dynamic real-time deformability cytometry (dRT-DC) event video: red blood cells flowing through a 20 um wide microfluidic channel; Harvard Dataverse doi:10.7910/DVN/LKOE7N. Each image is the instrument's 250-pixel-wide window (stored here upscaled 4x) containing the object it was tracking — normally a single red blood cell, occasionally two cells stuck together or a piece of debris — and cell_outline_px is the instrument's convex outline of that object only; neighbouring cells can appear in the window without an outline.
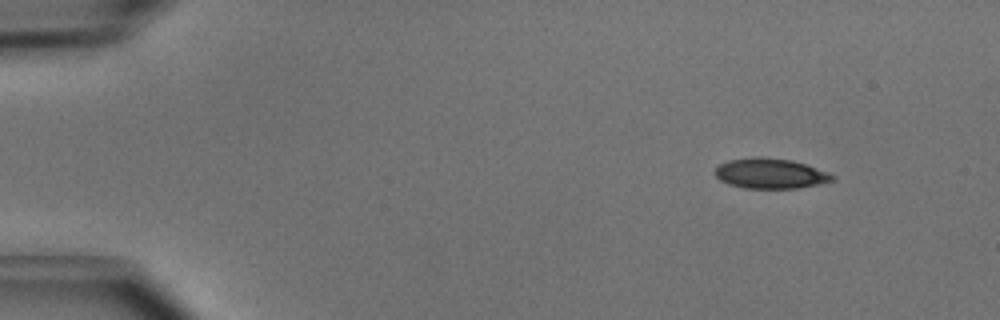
{"species": "common noctule bat (a hibernating species)", "species_latin": "Nyctalus noctula", "temperature_condition": "cold", "stored_images_in_passage": 5, "camera_frame_rate_fps": 3000, "um_per_image_px": 0.085, "animal": {"sex": "male", "body_mass_g": 15.6}, "frame": {"image": 1, "passage_image": 1, "time_ms": 0.0, "image_size_px": [1000, 320], "cell_outline_px": [[836, 176], [832, 180], [816, 184], [796, 188], [744, 188], [728, 184], [720, 180], [712, 172], [720, 164], [728, 160], [756, 156], [760, 156], [792, 160], [828, 172]], "centroid_in_image_um": [65.42, 14.73], "position_along_channel_um": 19.6, "area_um2": 20.58}}
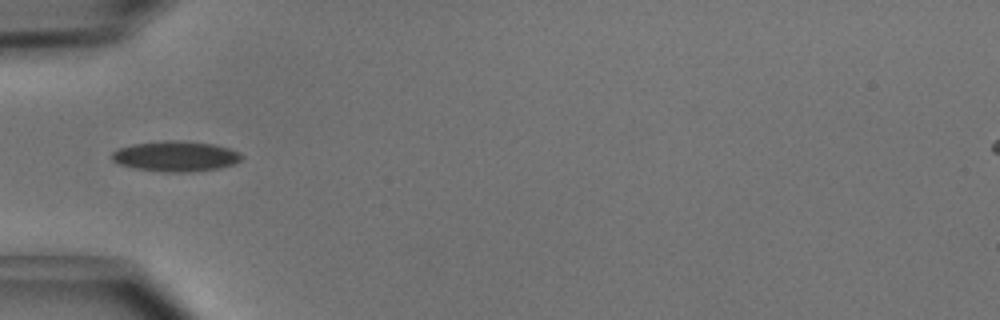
{"frame": {"image": 2, "passage_image": 4, "time_ms": 1.0, "image_size_px": [1000, 320], "cell_outline_px": [[244, 156], [236, 164], [216, 168], [188, 172], [164, 172], [136, 168], [120, 164], [112, 160], [112, 152], [116, 148], [132, 144], [164, 140], [176, 140], [212, 144], [228, 148], [240, 152]], "centroid_in_image_um": [14.92, 13.27], "position_along_channel_um": 70.1, "area_um2": 22.95}}